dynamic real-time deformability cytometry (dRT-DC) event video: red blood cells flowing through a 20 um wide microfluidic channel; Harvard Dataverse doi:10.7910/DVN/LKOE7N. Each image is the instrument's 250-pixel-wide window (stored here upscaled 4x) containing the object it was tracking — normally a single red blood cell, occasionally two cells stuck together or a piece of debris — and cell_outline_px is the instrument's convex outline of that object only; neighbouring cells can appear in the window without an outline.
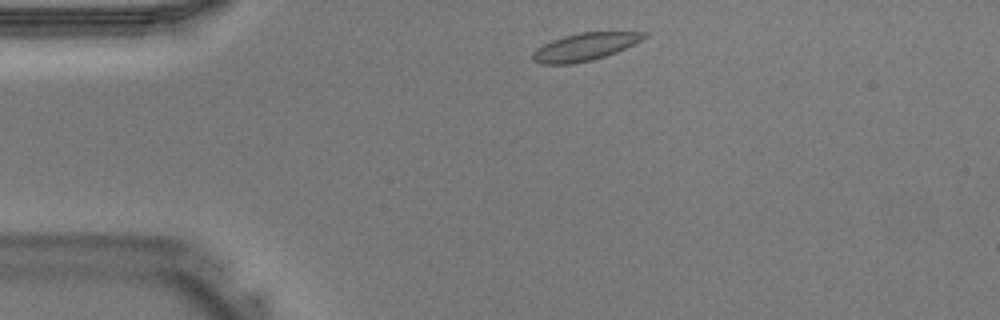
{"species": "Egyptian fruit bat (a non-hibernating species)", "species_latin": "Rousettus aegyptiacus", "temperature_condition": "warm", "stored_images_in_passage": 34, "camera_frame_rate_fps": 3000, "um_per_image_px": 0.085, "animal": {"sex": "male"}, "frame": {"image": 1, "passage_image": 2, "time_ms": 0.333, "image_size_px": [1000, 320], "cell_outline_px": [[648, 36], [616, 52], [592, 60], [572, 64], [540, 64], [532, 60], [532, 52], [536, 48], [552, 40], [564, 36], [580, 32], [648, 32]], "centroid_in_image_um": [49.66, 3.98], "position_along_channel_um": 35.3, "area_um2": 17.74}}
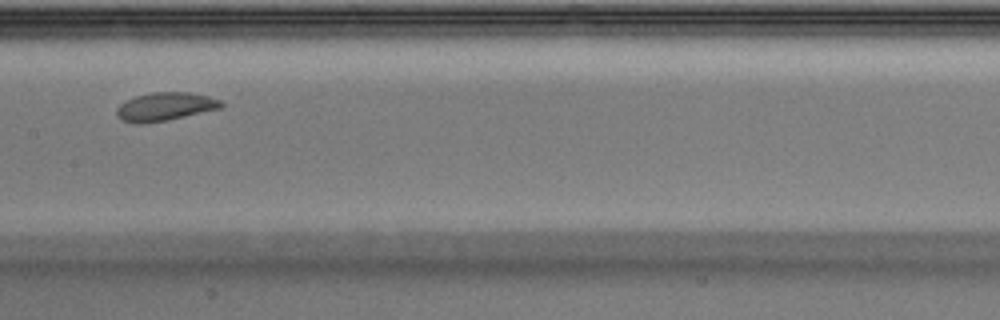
{"frame": {"image": 2, "passage_image": 14, "time_ms": 4.333, "image_size_px": [1000, 320], "cell_outline_px": [[224, 104], [220, 108], [168, 120], [144, 124], [132, 124], [120, 120], [116, 116], [116, 108], [120, 104], [136, 96], [152, 92], [188, 92], [208, 96], [220, 100]], "centroid_in_image_um": [13.98, 9.08], "position_along_channel_um": 193.4, "area_um2": 17.34}}
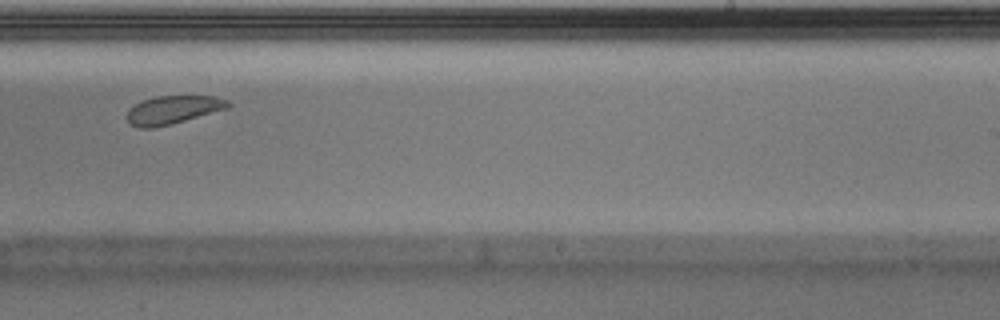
{"frame": {"image": 3, "passage_image": 19, "time_ms": 6.0, "image_size_px": [1000, 320], "cell_outline_px": [[232, 104], [228, 108], [184, 120], [152, 128], [140, 128], [128, 124], [124, 116], [128, 108], [144, 100], [156, 96], [216, 96], [228, 100]], "centroid_in_image_um": [14.65, 9.33], "position_along_channel_um": 274.4, "area_um2": 16.65}}